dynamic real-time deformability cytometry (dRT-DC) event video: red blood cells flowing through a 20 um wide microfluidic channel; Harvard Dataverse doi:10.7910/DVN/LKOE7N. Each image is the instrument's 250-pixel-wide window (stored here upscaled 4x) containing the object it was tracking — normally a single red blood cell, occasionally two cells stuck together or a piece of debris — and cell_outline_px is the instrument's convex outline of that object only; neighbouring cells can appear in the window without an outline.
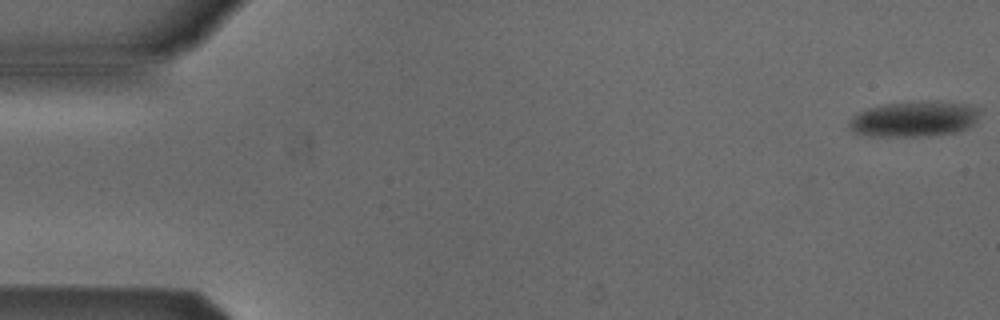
{"species": "Egyptian fruit bat (a non-hibernating species)", "species_latin": "Rousettus aegyptiacus", "temperature_condition": "cold", "stored_images_in_passage": 5, "camera_frame_rate_fps": 3000, "um_per_image_px": 0.085, "animal": {"sex": "male"}, "frame": {"image": 1, "passage_image": 1, "time_ms": 0.0, "image_size_px": [1000, 320], "cell_outline_px": [[984, 108], [976, 120], [968, 128], [956, 132], [928, 136], [872, 136], [852, 132], [848, 124], [860, 112], [868, 108], [884, 104], [936, 100], [964, 104]], "centroid_in_image_um": [77.78, 10.11], "position_along_channel_um": 7.2, "area_um2": 27.11}}
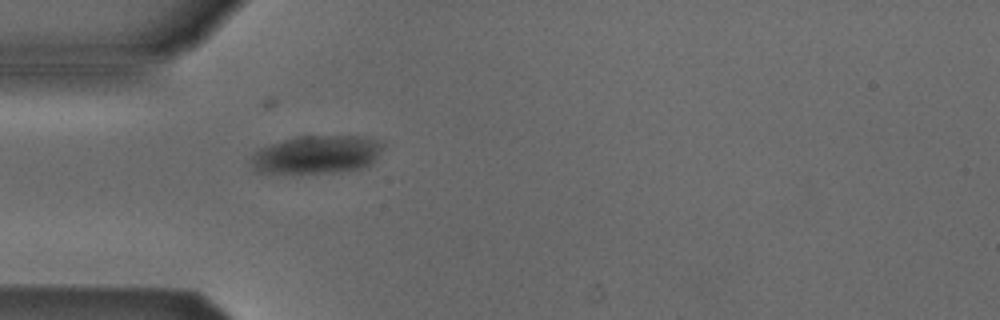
{"frame": {"image": 2, "passage_image": 5, "time_ms": 5.0, "image_size_px": [1000, 320], "cell_outline_px": [[384, 144], [372, 164], [360, 168], [340, 172], [256, 172], [252, 168], [252, 156], [260, 148], [268, 144], [300, 136], [364, 136], [380, 140]], "centroid_in_image_um": [26.95, 13.12], "position_along_channel_um": 58.0, "area_um2": 29.07}}